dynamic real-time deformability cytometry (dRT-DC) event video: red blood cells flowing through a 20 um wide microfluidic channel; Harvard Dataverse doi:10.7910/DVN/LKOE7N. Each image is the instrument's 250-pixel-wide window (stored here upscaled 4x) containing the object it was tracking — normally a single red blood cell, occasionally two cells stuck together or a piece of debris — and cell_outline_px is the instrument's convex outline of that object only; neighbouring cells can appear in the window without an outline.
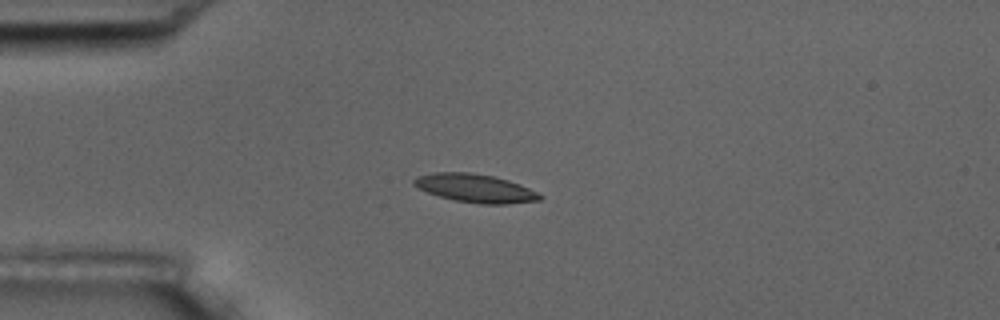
{"species": "common noctule bat (a hibernating species)", "species_latin": "Nyctalus noctula", "temperature_condition": "room temperature", "stored_images_in_passage": 16, "camera_frame_rate_fps": 3000, "um_per_image_px": 0.085, "animal": {"sex": "male", "body_mass_g": 17.5, "forearm_length_mm": 52.3}, "frame": {"image": 1, "passage_image": 5, "time_ms": 4.667, "image_size_px": [1000, 320], "cell_outline_px": [[544, 196], [540, 200], [508, 204], [480, 204], [456, 200], [440, 196], [428, 192], [412, 184], [412, 180], [416, 176], [432, 172], [468, 172], [492, 176], [508, 180], [520, 184]], "centroid_in_image_um": [40.39, 15.99], "position_along_channel_um": 44.6, "area_um2": 20.69}}
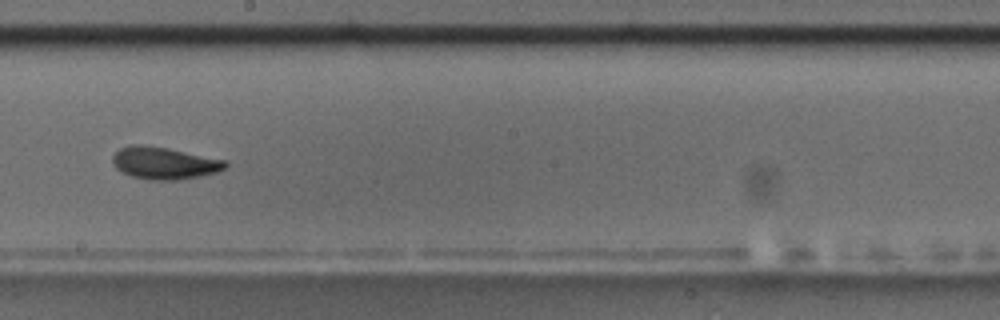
{"frame": {"image": 2, "passage_image": 10, "time_ms": 10.667, "image_size_px": [1000, 320], "cell_outline_px": [[232, 164], [216, 172], [200, 176], [176, 180], [148, 180], [132, 176], [116, 168], [112, 164], [112, 156], [120, 148], [132, 144], [140, 144], [164, 148], [228, 160]], "centroid_in_image_um": [13.98, 13.87], "position_along_channel_um": 234.2, "area_um2": 21.1}, "authors_computed_cell_mechanics": {"area_um2": 20.1722, "velocity_mm_per_s": 3.5008, "shape_relaxation_time_tau1_ms": 7.0405, "shape_relaxation_time_tau2_ms": 1.6363, "deformation_change_tau1": 0.1275, "deformation_change_tau2": 0.06}}